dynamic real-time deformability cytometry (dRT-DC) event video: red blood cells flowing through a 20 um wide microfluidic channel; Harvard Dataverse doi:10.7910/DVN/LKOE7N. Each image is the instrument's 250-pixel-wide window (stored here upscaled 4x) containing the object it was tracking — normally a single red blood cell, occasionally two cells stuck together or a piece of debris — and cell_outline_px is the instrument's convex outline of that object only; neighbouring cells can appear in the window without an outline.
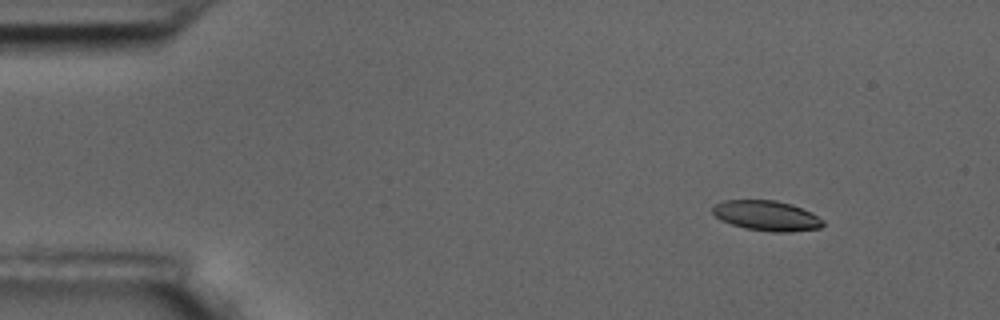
{"species": "common noctule bat (a hibernating species)", "species_latin": "Nyctalus noctula", "temperature_condition": "room temperature", "stored_images_in_passage": 4, "camera_frame_rate_fps": 3000, "um_per_image_px": 0.085, "animal": {"sex": "male", "body_mass_g": 17.5, "forearm_length_mm": 52.3}, "frame": {"image": 1, "passage_image": 2, "time_ms": 0.333, "image_size_px": [1000, 320], "cell_outline_px": [[824, 224], [820, 228], [788, 232], [772, 232], [748, 228], [732, 224], [720, 220], [712, 212], [712, 208], [716, 204], [724, 200], [776, 200], [792, 204], [812, 212], [824, 220]], "centroid_in_image_um": [65.19, 18.32], "position_along_channel_um": 19.8, "area_um2": 19.36}}
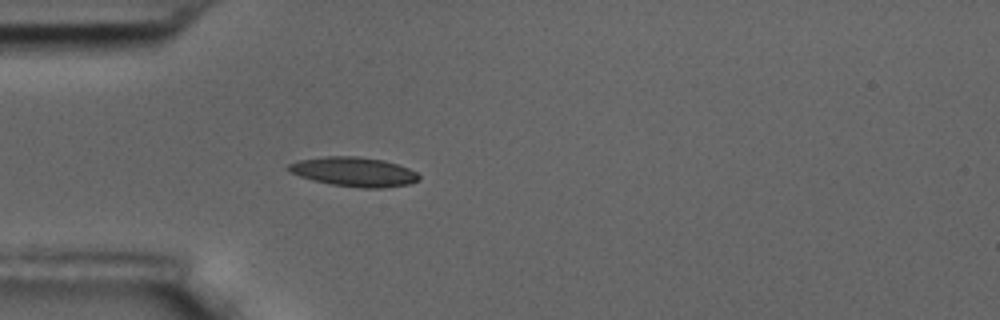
{"frame": {"image": 2, "passage_image": 4, "time_ms": 1.0, "image_size_px": [1000, 320], "cell_outline_px": [[420, 180], [408, 184], [384, 188], [360, 188], [332, 184], [312, 180], [288, 172], [284, 168], [288, 164], [300, 160], [324, 156], [356, 156], [384, 160], [408, 168], [416, 172], [420, 176]], "centroid_in_image_um": [30.06, 14.6], "position_along_channel_um": 54.9, "area_um2": 22.43}}